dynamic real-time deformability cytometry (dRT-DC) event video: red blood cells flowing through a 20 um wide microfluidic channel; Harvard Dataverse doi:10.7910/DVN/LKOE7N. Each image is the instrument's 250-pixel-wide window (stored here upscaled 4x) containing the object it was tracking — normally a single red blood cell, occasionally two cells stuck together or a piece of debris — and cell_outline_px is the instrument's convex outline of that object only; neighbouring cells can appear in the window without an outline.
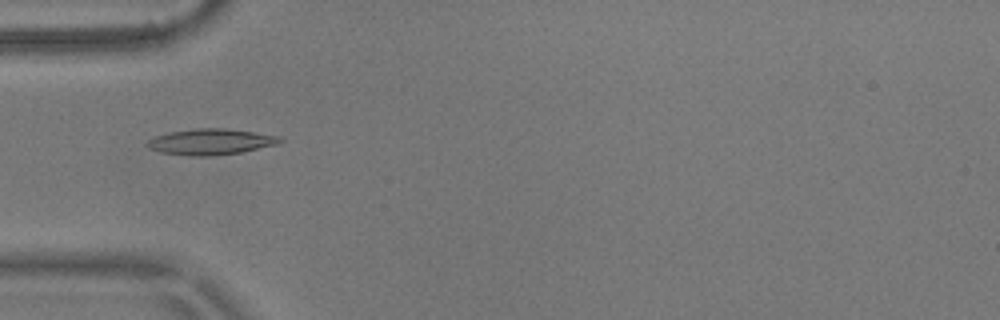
{"species": "common noctule bat (a hibernating species)", "species_latin": "Nyctalus noctula", "temperature_condition": "warm", "stored_images_in_passage": 8, "camera_frame_rate_fps": 3000, "um_per_image_px": 0.085, "animal": {"sex": "male", "body_mass_g": 17.9}, "frame": {"image": 1, "passage_image": 5, "time_ms": 1.333, "image_size_px": [1000, 320], "cell_outline_px": [[284, 140], [276, 144], [240, 152], [208, 156], [192, 156], [160, 152], [148, 148], [144, 144], [148, 140], [156, 136], [168, 132], [196, 128], [224, 128], [280, 136]], "centroid_in_image_um": [17.86, 12.04], "position_along_channel_um": 67.1, "area_um2": 19.88}}
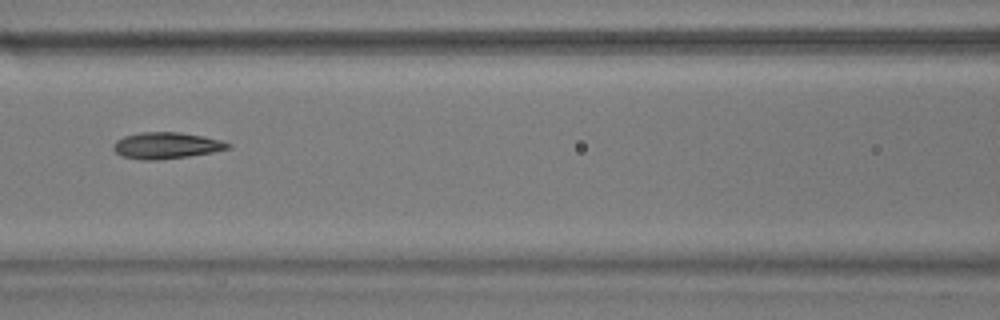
{"frame": {"image": 2, "passage_image": 7, "time_ms": 2.0, "image_size_px": [1000, 320], "cell_outline_px": [[232, 148], [212, 152], [188, 156], [156, 160], [144, 160], [120, 156], [112, 148], [112, 144], [116, 140], [124, 136], [140, 132], [180, 132], [204, 136], [220, 140], [232, 144]], "centroid_in_image_um": [14.12, 12.36], "position_along_channel_um": 152.5, "area_um2": 17.74}}